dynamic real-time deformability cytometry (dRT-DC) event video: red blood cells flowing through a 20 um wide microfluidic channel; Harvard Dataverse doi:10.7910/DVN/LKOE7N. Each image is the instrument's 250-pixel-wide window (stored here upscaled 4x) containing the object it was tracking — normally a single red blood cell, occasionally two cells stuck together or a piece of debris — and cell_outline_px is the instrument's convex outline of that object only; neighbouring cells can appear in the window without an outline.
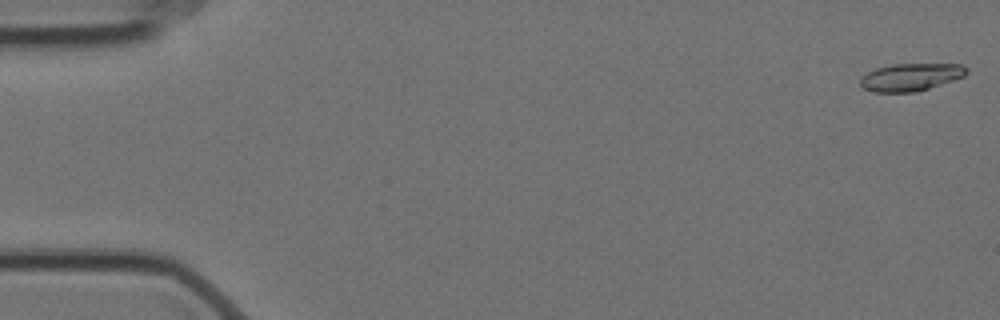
{"species": "Egyptian fruit bat (a non-hibernating species)", "species_latin": "Rousettus aegyptiacus", "temperature_condition": "cold", "stored_images_in_passage": 9, "camera_frame_rate_fps": 3000, "um_per_image_px": 0.085, "animal": {"sex": "female"}, "frame": {"image": 1, "passage_image": 1, "time_ms": 0.0, "image_size_px": [1000, 320], "cell_outline_px": [[968, 72], [964, 76], [916, 92], [876, 92], [864, 88], [860, 84], [860, 80], [868, 72], [876, 68], [892, 64], [960, 64], [968, 68]], "centroid_in_image_um": [77.42, 6.54], "position_along_channel_um": 7.6, "area_um2": 16.82}}